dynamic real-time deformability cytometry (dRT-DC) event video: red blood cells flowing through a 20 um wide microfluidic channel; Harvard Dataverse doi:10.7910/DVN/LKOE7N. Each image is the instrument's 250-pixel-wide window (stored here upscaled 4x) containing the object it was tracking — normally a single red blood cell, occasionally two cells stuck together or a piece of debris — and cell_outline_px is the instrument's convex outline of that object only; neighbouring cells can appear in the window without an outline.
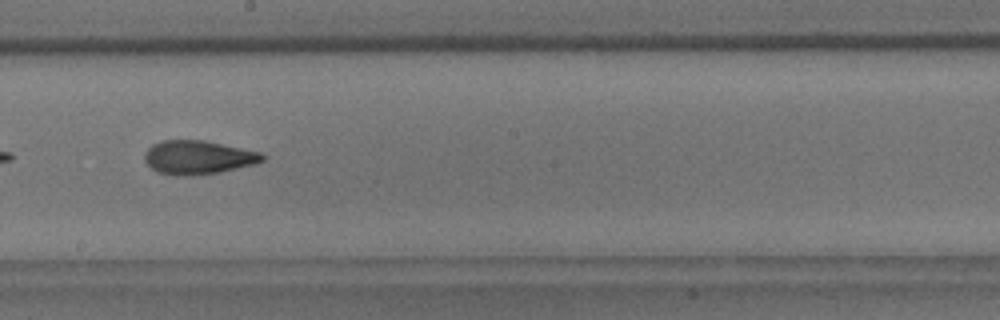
{"species": "common noctule bat (a hibernating species)", "species_latin": "Nyctalus noctula", "temperature_condition": "room temperature", "stored_images_in_passage": 11, "camera_frame_rate_fps": 3000, "um_per_image_px": 0.085, "animal": {"sex": "male", "body_mass_g": 18.8}, "frame": {"image": 1, "passage_image": 5, "time_ms": 1.333, "image_size_px": [1000, 320], "cell_outline_px": [[264, 160], [256, 164], [220, 172], [192, 176], [176, 176], [156, 172], [144, 160], [144, 152], [152, 144], [160, 140], [204, 140], [260, 152], [264, 156]], "centroid_in_image_um": [16.8, 13.38], "position_along_channel_um": 231.4, "area_um2": 23.35}}
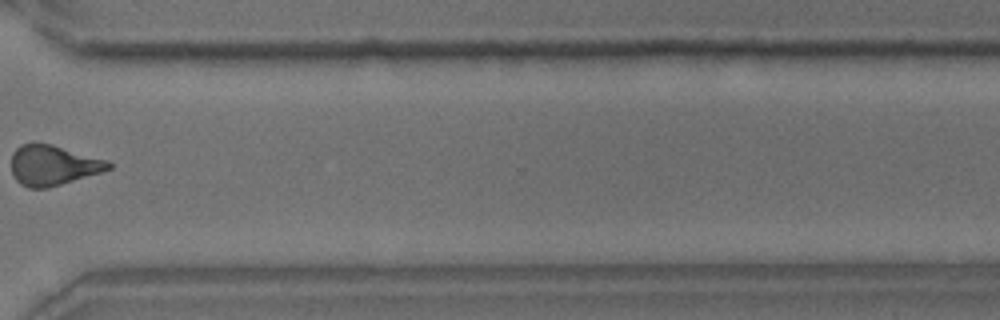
{"frame": {"image": 2, "passage_image": 8, "time_ms": 2.333, "image_size_px": [1000, 320], "cell_outline_px": [[112, 168], [100, 172], [48, 188], [28, 188], [20, 184], [16, 180], [12, 172], [12, 152], [20, 144], [52, 144], [108, 160], [112, 164]], "centroid_in_image_um": [4.5, 14.05], "position_along_channel_um": 366.1, "area_um2": 22.6}}